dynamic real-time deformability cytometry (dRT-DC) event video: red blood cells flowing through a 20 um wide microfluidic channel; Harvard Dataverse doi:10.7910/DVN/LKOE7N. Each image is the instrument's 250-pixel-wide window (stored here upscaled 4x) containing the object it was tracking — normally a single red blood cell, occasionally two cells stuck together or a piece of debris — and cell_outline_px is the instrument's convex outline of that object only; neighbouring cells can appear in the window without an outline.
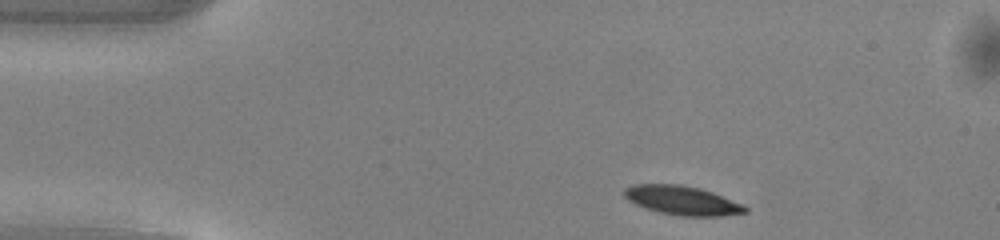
{"species": "common noctule bat (a hibernating species)", "species_latin": "Nyctalus noctula", "temperature_condition": "warm", "stored_images_in_passage": 43, "camera_frame_rate_fps": 3000, "um_per_image_px": 0.085, "animal": {"sex": "male", "body_mass_g": 13.0, "forearm_length_mm": 53.1}, "frame": {"image": 1, "passage_image": 1, "time_ms": 0.0, "image_size_px": [1000, 240], "cell_outline_px": [[748, 212], [720, 216], [680, 216], [660, 212], [636, 204], [628, 200], [624, 196], [624, 188], [632, 184], [680, 184], [700, 188], [712, 192], [744, 204], [748, 208]], "centroid_in_image_um": [58.01, 17.03], "position_along_channel_um": 27.0, "area_um2": 20.46}}
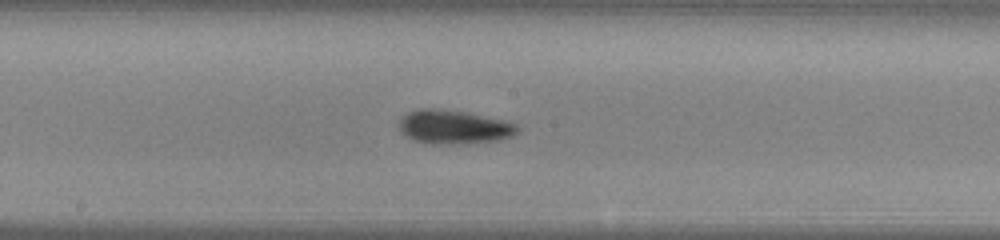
{"frame": {"image": 2, "passage_image": 19, "time_ms": 6.0, "image_size_px": [1000, 240], "cell_outline_px": [[520, 132], [512, 136], [500, 140], [468, 144], [428, 144], [412, 140], [404, 136], [400, 132], [396, 124], [408, 112], [420, 108], [440, 108], [464, 112], [504, 120], [516, 124], [520, 128]], "centroid_in_image_um": [38.55, 10.81], "position_along_channel_um": 209.6, "area_um2": 23.93}}
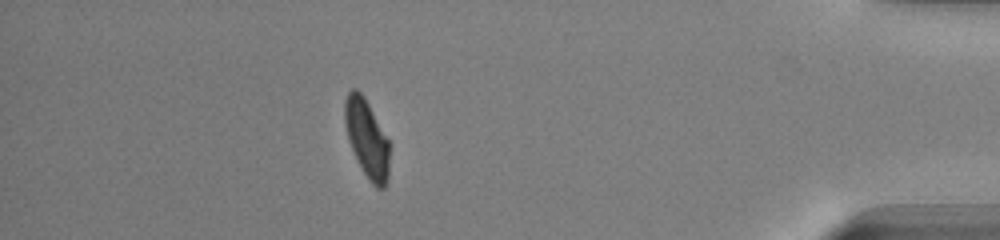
{"frame": {"image": 3, "passage_image": 37, "time_ms": 12.0, "image_size_px": [1000, 240], "cell_outline_px": [[388, 180], [384, 188], [376, 188], [368, 180], [356, 160], [348, 140], [344, 124], [344, 100], [348, 92], [352, 88], [356, 88], [364, 96], [388, 140]], "centroid_in_image_um": [31.14, 11.78], "position_along_channel_um": 404.1, "area_um2": 20.35}, "authors_computed_cell_mechanics": {"area_um2": 21.675, "velocity_mm_per_s": 4.0839, "shape_relaxation_time_tau1_ms": 3.563, "shape_relaxation_time_tau2_ms": 5.3891, "deformation_change_tau1": 0.1428, "deformation_change_tau2": 0.1095}}